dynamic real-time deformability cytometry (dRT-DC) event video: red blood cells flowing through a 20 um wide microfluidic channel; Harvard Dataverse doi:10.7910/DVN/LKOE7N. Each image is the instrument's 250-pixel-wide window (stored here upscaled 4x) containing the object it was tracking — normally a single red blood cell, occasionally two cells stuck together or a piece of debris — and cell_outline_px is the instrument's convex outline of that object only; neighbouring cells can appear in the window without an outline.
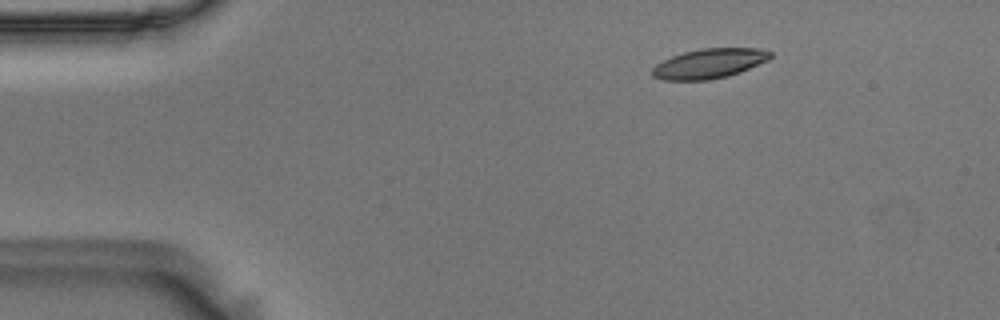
{"species": "Egyptian fruit bat (a non-hibernating species)", "species_latin": "Rousettus aegyptiacus", "temperature_condition": "room temperature", "stored_images_in_passage": 49, "camera_frame_rate_fps": 3000, "um_per_image_px": 0.085, "animal": {"sex": "male"}, "frame": {"image": 1, "passage_image": 1, "time_ms": 0.0, "image_size_px": [1000, 320], "cell_outline_px": [[772, 56], [768, 60], [740, 72], [728, 76], [708, 80], [664, 80], [652, 76], [652, 68], [656, 64], [672, 56], [684, 52], [700, 48], [760, 48], [772, 52]], "centroid_in_image_um": [60.29, 5.39], "position_along_channel_um": 24.7, "area_um2": 20.46}}
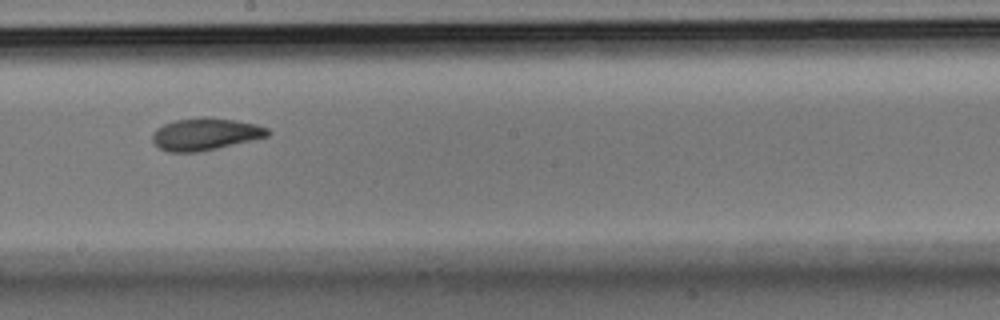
{"frame": {"image": 2, "passage_image": 24, "time_ms": 7.667, "image_size_px": [1000, 320], "cell_outline_px": [[272, 132], [268, 136], [216, 148], [196, 152], [168, 152], [160, 148], [152, 140], [152, 136], [156, 128], [164, 124], [176, 120], [204, 116], [208, 116], [236, 120], [256, 124], [268, 128]], "centroid_in_image_um": [17.46, 11.38], "position_along_channel_um": 230.7, "area_um2": 21.56}}
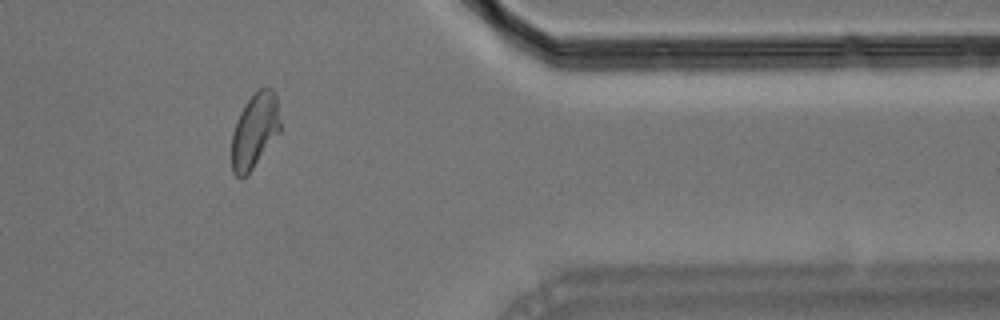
{"frame": {"image": 3, "passage_image": 39, "time_ms": 12.667, "image_size_px": [1000, 320], "cell_outline_px": [[280, 132], [252, 168], [240, 180], [232, 172], [232, 132], [236, 120], [244, 104], [260, 88], [272, 88], [276, 96], [280, 120]], "centroid_in_image_um": [21.64, 11.11], "position_along_channel_um": 389.8, "area_um2": 20.98}, "authors_computed_cell_mechanics": {"area_um2": 21.5594, "velocity_mm_per_s": 3.583, "shape_relaxation_time_tau1_ms": 7.1547, "shape_relaxation_time_tau2_ms": 3.4846, "deformation_change_tau1": 0.189, "deformation_change_tau2": 0.0934}}